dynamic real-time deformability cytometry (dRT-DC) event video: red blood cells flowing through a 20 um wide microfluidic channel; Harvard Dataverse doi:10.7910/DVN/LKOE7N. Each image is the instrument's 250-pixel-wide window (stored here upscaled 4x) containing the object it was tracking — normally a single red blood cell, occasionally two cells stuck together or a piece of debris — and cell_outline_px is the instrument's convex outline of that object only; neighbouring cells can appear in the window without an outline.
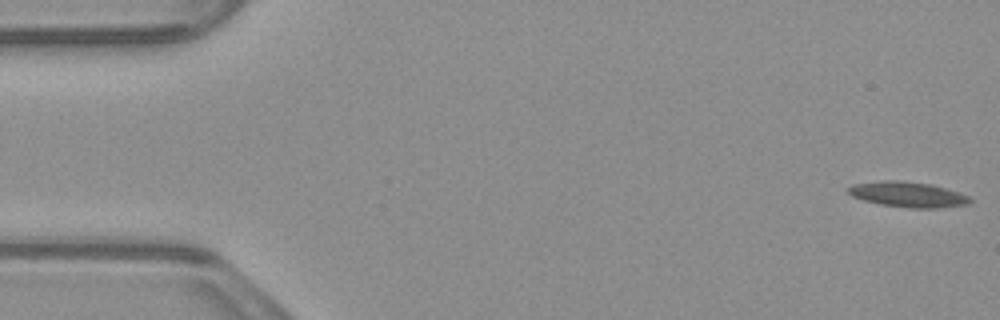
{"species": "common noctule bat (a hibernating species)", "species_latin": "Nyctalus noctula", "temperature_condition": "warm", "stored_images_in_passage": 54, "camera_frame_rate_fps": 3000, "um_per_image_px": 0.085, "animal": {"sex": "male", "body_mass_g": 23.1, "forearm_length_mm": 52.7}, "frame": {"image": 1, "passage_image": 1, "time_ms": 0.0, "image_size_px": [1000, 320], "cell_outline_px": [[972, 200], [968, 204], [940, 208], [908, 208], [880, 204], [864, 200], [852, 196], [848, 192], [848, 188], [852, 184], [888, 180], [896, 180], [932, 184], [968, 196]], "centroid_in_image_um": [77.16, 16.53], "position_along_channel_um": 7.8, "area_um2": 17.8}}
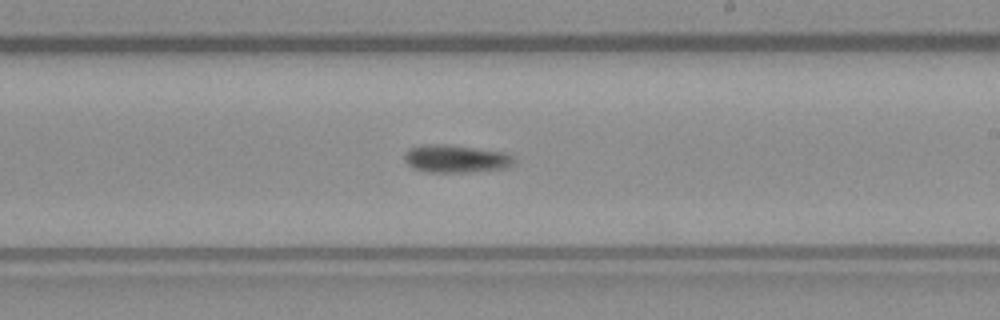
{"frame": {"image": 2, "passage_image": 31, "time_ms": 10.0, "image_size_px": [1000, 320], "cell_outline_px": [[512, 164], [508, 168], [468, 172], [424, 172], [412, 168], [404, 160], [404, 152], [408, 148], [420, 144], [448, 144], [504, 152], [512, 156]], "centroid_in_image_um": [38.67, 13.49], "position_along_channel_um": 250.3, "area_um2": 17.92}}
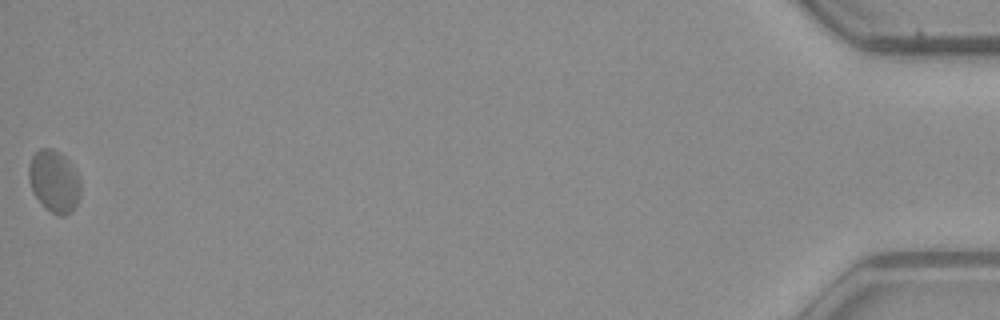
{"frame": {"image": 3, "passage_image": 54, "time_ms": 17.667, "image_size_px": [1000, 320], "cell_outline_px": [[80, 196], [76, 204], [64, 216], [60, 216], [44, 208], [32, 192], [28, 176], [28, 164], [32, 156], [40, 148], [52, 148], [64, 156], [68, 160], [76, 172], [80, 180]], "centroid_in_image_um": [4.57, 15.4], "position_along_channel_um": 430.6, "area_um2": 18.73}, "authors_computed_cell_mechanics": {"area_um2": 17.1666, "velocity_mm_per_s": 3.7799, "shape_relaxation_time_tau1_ms": 10.6065, "shape_relaxation_time_tau2_ms": null, "deformation_change_tau1": 0.228, "deformation_change_tau2": null}}